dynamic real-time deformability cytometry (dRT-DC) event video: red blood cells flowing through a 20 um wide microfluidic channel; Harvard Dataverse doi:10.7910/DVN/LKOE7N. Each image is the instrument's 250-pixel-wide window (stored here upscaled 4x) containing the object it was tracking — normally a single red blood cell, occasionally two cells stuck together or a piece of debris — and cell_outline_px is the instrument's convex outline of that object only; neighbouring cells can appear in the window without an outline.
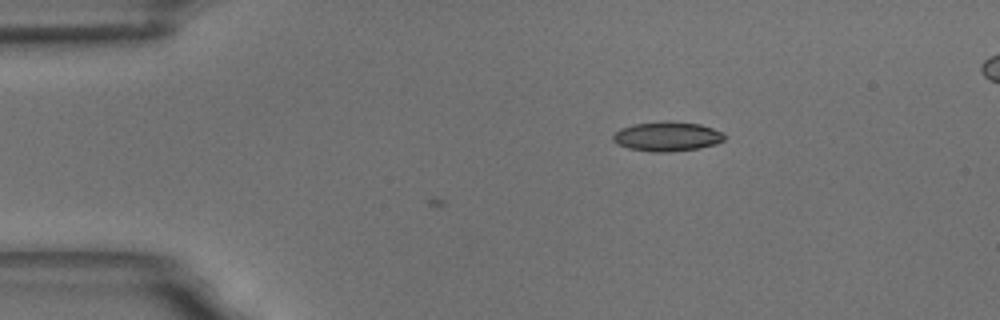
{"species": "common noctule bat (a hibernating species)", "species_latin": "Nyctalus noctula", "temperature_condition": "room temperature", "stored_images_in_passage": 5, "camera_frame_rate_fps": 3000, "um_per_image_px": 0.085, "animal": {"sex": "male", "body_mass_g": 18.8}, "frame": {"image": 1, "passage_image": 5, "time_ms": 4.667, "image_size_px": [1000, 320], "cell_outline_px": [[724, 140], [716, 144], [696, 148], [668, 152], [652, 152], [628, 148], [616, 144], [612, 140], [612, 136], [620, 128], [632, 124], [700, 124], [724, 132]], "centroid_in_image_um": [56.68, 11.65], "position_along_channel_um": 28.3, "area_um2": 18.32}}